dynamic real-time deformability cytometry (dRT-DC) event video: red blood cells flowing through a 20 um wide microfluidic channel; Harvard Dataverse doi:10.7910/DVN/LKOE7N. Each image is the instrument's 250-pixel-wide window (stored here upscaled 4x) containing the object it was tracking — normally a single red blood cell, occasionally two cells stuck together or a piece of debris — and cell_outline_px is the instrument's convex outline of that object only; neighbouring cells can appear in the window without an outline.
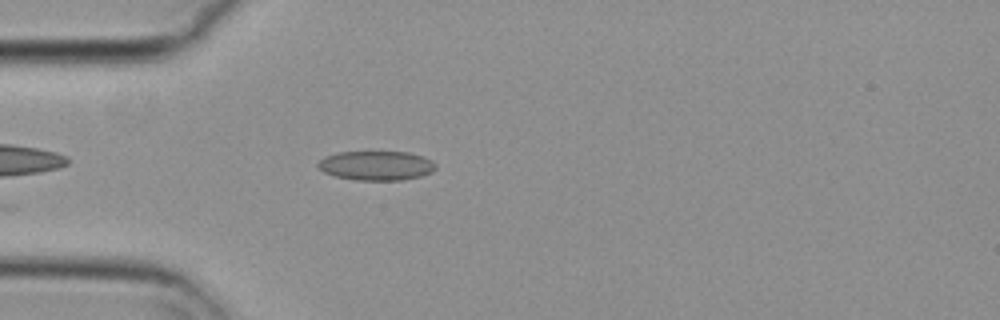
{"species": "common noctule bat (a hibernating species)", "species_latin": "Nyctalus noctula", "temperature_condition": "cold", "stored_images_in_passage": 41, "camera_frame_rate_fps": 3000, "um_per_image_px": 0.085, "animal": {"sex": "female", "body_mass_g": 29.2, "forearm_length_mm": 56.3}, "frame": {"image": 1, "passage_image": 1, "time_ms": 0.0, "image_size_px": [1000, 320], "cell_outline_px": [[436, 168], [432, 172], [420, 176], [404, 180], [356, 180], [336, 176], [324, 172], [316, 164], [324, 156], [340, 152], [408, 152], [424, 156], [432, 160], [436, 164]], "centroid_in_image_um": [32.02, 14.07], "position_along_channel_um": 53.0, "area_um2": 20.17}}
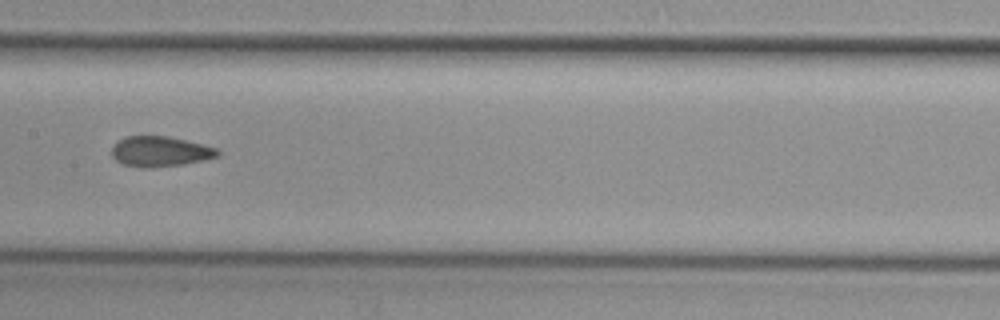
{"frame": {"image": 2, "passage_image": 13, "time_ms": 4.0, "image_size_px": [1000, 320], "cell_outline_px": [[220, 156], [184, 164], [148, 168], [144, 168], [124, 164], [116, 160], [112, 156], [112, 144], [116, 140], [124, 136], [168, 136], [216, 148], [220, 152]], "centroid_in_image_um": [13.56, 12.87], "position_along_channel_um": 193.8, "area_um2": 18.67}}
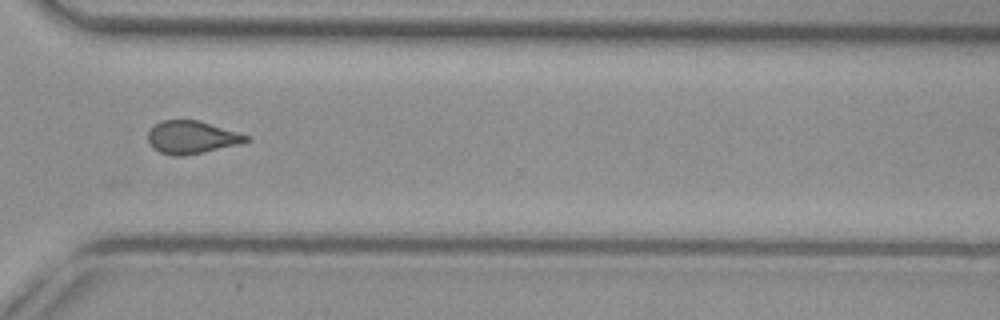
{"frame": {"image": 3, "passage_image": 26, "time_ms": 8.333, "image_size_px": [1000, 320], "cell_outline_px": [[252, 140], [240, 144], [204, 152], [184, 156], [172, 156], [160, 152], [152, 148], [148, 140], [148, 132], [160, 120], [200, 120], [252, 136]], "centroid_in_image_um": [16.34, 11.67], "position_along_channel_um": 354.3, "area_um2": 19.07}, "authors_computed_cell_mechanics": {"area_um2": 18.6116, "velocity_mm_per_s": 3.71, "shape_relaxation_time_tau1_ms": null, "shape_relaxation_time_tau2_ms": 2.5814, "deformation_change_tau1": null, "deformation_change_tau2": 0.0798}}